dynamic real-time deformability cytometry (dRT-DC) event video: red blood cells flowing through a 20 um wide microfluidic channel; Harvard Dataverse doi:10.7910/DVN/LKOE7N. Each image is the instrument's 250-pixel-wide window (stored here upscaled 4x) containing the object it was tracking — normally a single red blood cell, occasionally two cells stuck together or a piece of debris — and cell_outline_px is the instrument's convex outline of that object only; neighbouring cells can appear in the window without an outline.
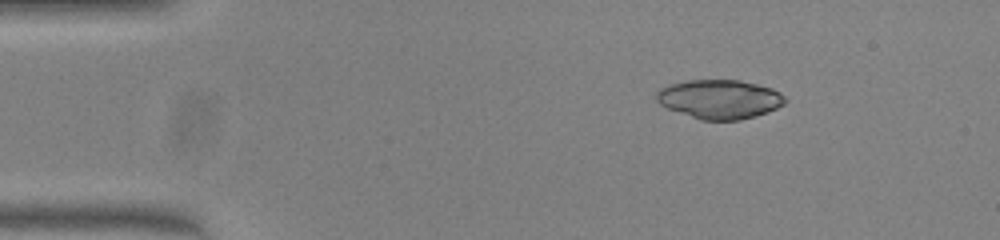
{"species": "common noctule bat (a hibernating species)", "species_latin": "Nyctalus noctula", "temperature_condition": "warm", "stored_images_in_passage": 45, "camera_frame_rate_fps": 3000, "um_per_image_px": 0.085, "animal": {"sex": "female", "body_mass_g": 23.0, "forearm_length_mm": 53.4}, "frame": {"image": 1, "passage_image": 2, "time_ms": 0.333, "image_size_px": [1000, 240], "cell_outline_px": [[788, 100], [784, 104], [776, 108], [756, 116], [740, 120], [700, 120], [668, 108], [660, 104], [656, 100], [656, 92], [660, 88], [684, 80], [740, 80], [772, 88], [780, 92]], "centroid_in_image_um": [61.17, 8.43], "position_along_channel_um": 23.8, "area_um2": 29.3}}